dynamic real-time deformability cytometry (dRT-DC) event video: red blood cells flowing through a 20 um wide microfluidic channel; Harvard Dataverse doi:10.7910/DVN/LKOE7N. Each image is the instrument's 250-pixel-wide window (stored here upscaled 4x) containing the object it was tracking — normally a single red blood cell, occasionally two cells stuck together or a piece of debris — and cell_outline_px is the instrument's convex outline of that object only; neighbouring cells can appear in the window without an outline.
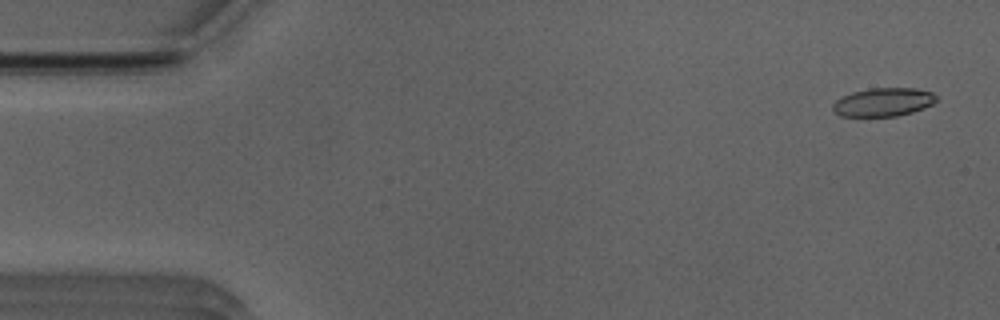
{"species": "Egyptian fruit bat (a non-hibernating species)", "species_latin": "Rousettus aegyptiacus", "temperature_condition": "room temperature", "stored_images_in_passage": 12, "camera_frame_rate_fps": 3000, "um_per_image_px": 0.085, "animal": {"sex": "male"}, "frame": {"image": 1, "passage_image": 2, "time_ms": 0.333, "image_size_px": [1000, 320], "cell_outline_px": [[936, 100], [932, 104], [924, 108], [912, 112], [896, 116], [840, 116], [832, 112], [832, 104], [836, 100], [852, 92], [868, 88], [916, 88], [932, 92], [936, 96]], "centroid_in_image_um": [75.05, 8.68], "position_along_channel_um": 9.9, "area_um2": 17.22}}